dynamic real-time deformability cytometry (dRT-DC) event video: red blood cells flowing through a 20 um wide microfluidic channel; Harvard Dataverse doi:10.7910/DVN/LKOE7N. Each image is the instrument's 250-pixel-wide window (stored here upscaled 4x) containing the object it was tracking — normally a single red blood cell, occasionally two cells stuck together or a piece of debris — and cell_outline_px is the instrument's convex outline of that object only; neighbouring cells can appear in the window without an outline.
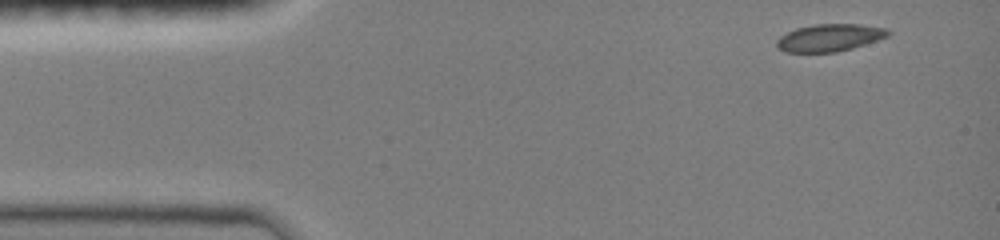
{"species": "common noctule bat (a hibernating species)", "species_latin": "Nyctalus noctula", "temperature_condition": "room temperature", "stored_images_in_passage": 34, "camera_frame_rate_fps": 3000, "um_per_image_px": 0.085, "animal": {"sex": "female", "body_mass_g": 19.0, "forearm_length_mm": 51.5}, "frame": {"image": 1, "passage_image": 1, "time_ms": 0.0, "image_size_px": [1000, 240], "cell_outline_px": [[892, 32], [888, 36], [852, 48], [836, 52], [784, 52], [776, 48], [776, 40], [780, 36], [796, 28], [812, 24], [860, 24], [888, 28]], "centroid_in_image_um": [70.5, 3.2], "position_along_channel_um": 14.5, "area_um2": 17.86}}
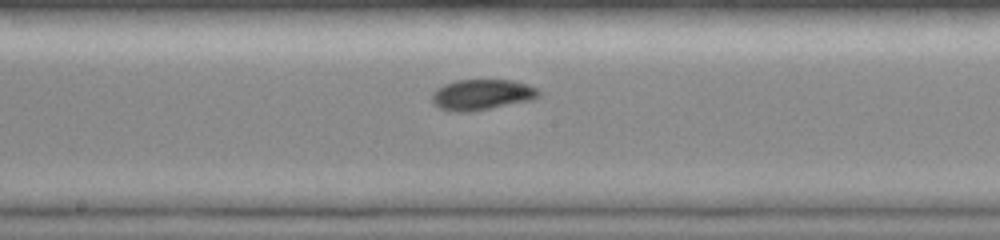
{"frame": {"image": 2, "passage_image": 15, "time_ms": 4.667, "image_size_px": [1000, 240], "cell_outline_px": [[544, 92], [540, 96], [532, 100], [472, 112], [452, 112], [440, 108], [432, 100], [432, 92], [436, 88], [444, 84], [456, 80], [512, 80], [528, 84]], "centroid_in_image_um": [40.99, 8.05], "position_along_channel_um": 207.2, "area_um2": 19.36}}
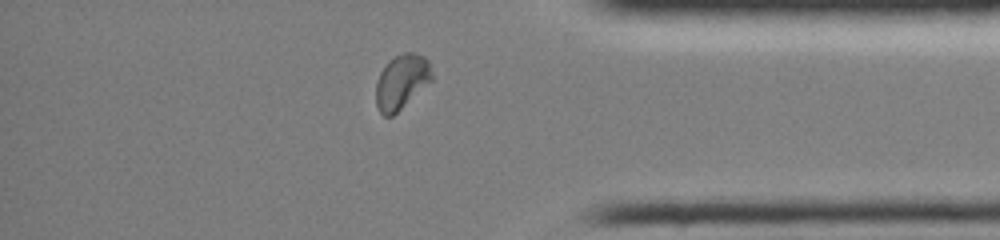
{"frame": {"image": 3, "passage_image": 29, "time_ms": 9.333, "image_size_px": [1000, 240], "cell_outline_px": [[432, 80], [392, 116], [384, 116], [380, 112], [376, 104], [376, 84], [380, 72], [388, 60], [404, 52], [412, 52], [424, 56], [428, 60], [432, 72]], "centroid_in_image_um": [34.12, 6.93], "position_along_channel_um": 401.1, "area_um2": 17.63}, "authors_computed_cell_mechanics": {"area_um2": 18.0047, "velocity_mm_per_s": 4.0493, "shape_relaxation_time_tau1_ms": 4.0423, "shape_relaxation_time_tau2_ms": null, "deformation_change_tau1": 0.103, "deformation_change_tau2": null}}